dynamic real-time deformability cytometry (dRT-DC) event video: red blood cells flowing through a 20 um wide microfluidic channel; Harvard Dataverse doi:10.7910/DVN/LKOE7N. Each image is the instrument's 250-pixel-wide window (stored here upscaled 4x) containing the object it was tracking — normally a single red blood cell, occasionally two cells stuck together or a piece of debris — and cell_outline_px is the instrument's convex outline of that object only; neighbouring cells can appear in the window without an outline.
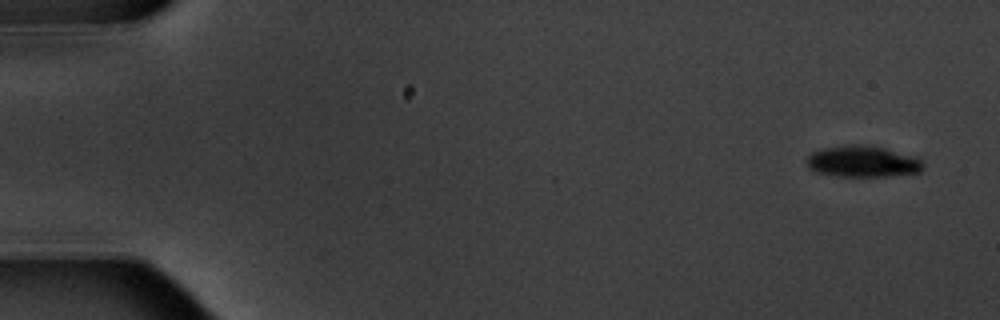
{"species": "common noctule bat (a hibernating species)", "species_latin": "Nyctalus noctula", "temperature_condition": "warm", "stored_images_in_passage": 6, "camera_frame_rate_fps": 3000, "um_per_image_px": 0.085, "animal": {"sex": "male", "body_mass_g": 20.1, "forearm_length_mm": 53.5}, "frame": {"image": 1, "passage_image": 1, "time_ms": 0.0, "image_size_px": [1000, 320], "cell_outline_px": [[924, 168], [920, 172], [892, 176], [832, 176], [816, 172], [808, 168], [808, 156], [812, 152], [820, 148], [852, 144], [884, 148], [916, 156], [924, 164]], "centroid_in_image_um": [73.33, 13.74], "position_along_channel_um": 11.7, "area_um2": 21.33}}
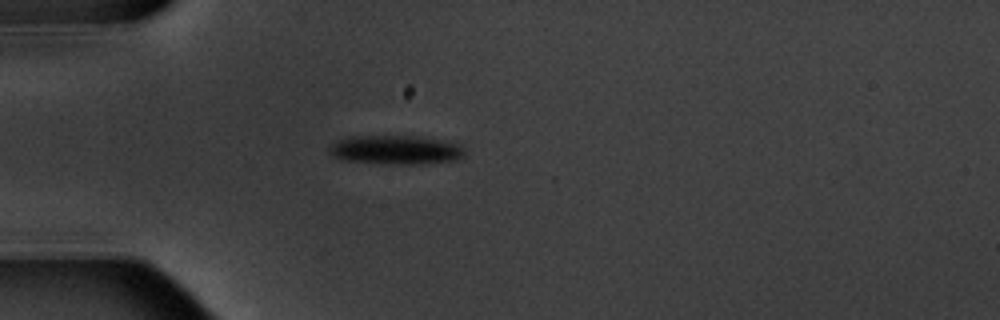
{"frame": {"image": 2, "passage_image": 5, "time_ms": 4.667, "image_size_px": [1000, 320], "cell_outline_px": [[464, 156], [456, 160], [420, 164], [384, 164], [340, 160], [332, 156], [328, 152], [328, 148], [332, 144], [340, 140], [352, 136], [416, 136], [440, 140], [460, 144], [464, 148]], "centroid_in_image_um": [33.62, 12.75], "position_along_channel_um": 51.4, "area_um2": 23.06}}